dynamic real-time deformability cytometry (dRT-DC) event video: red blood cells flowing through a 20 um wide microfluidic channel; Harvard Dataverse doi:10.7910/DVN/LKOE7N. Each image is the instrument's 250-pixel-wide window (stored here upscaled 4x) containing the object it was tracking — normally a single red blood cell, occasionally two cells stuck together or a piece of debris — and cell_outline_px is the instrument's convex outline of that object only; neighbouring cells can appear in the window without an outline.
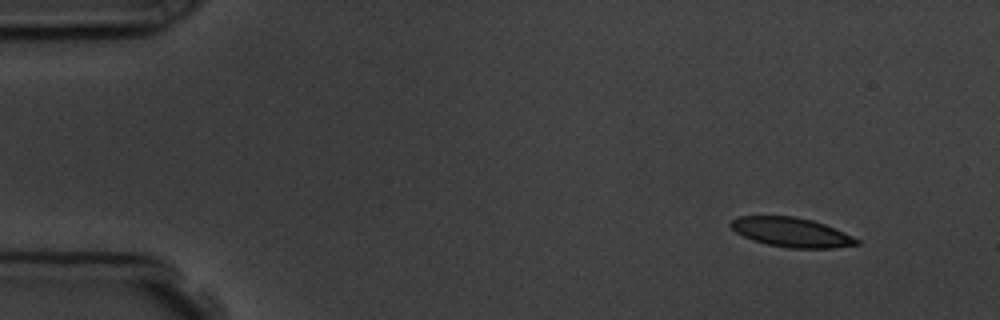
{"species": "common noctule bat (a hibernating species)", "species_latin": "Nyctalus noctula", "temperature_condition": "room temperature", "stored_images_in_passage": 4, "camera_frame_rate_fps": 3000, "um_per_image_px": 0.085, "animal": {"sex": "male", "body_mass_g": 19.5, "forearm_length_mm": 54.6}, "frame": {"image": 1, "passage_image": 1, "time_ms": 0.0, "image_size_px": [1000, 320], "cell_outline_px": [[860, 244], [832, 248], [788, 248], [768, 244], [752, 240], [736, 232], [728, 224], [732, 220], [740, 216], [796, 216], [812, 220], [824, 224], [844, 232], [860, 240]], "centroid_in_image_um": [67.27, 19.74], "position_along_channel_um": 17.7, "area_um2": 21.5}}
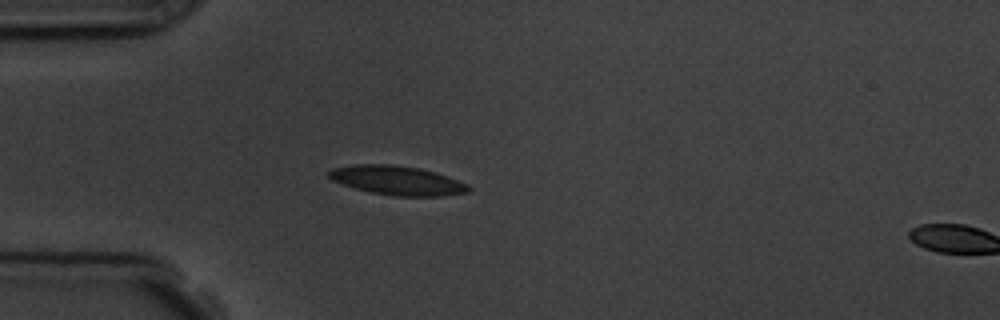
{"frame": {"image": 2, "passage_image": 3, "time_ms": 3.333, "image_size_px": [1000, 320], "cell_outline_px": [[472, 188], [468, 192], [444, 196], [392, 196], [372, 192], [356, 188], [332, 180], [328, 176], [328, 172], [332, 168], [356, 164], [392, 164], [420, 168], [448, 176], [468, 184]], "centroid_in_image_um": [33.8, 15.33], "position_along_channel_um": 51.2, "area_um2": 23.7}}